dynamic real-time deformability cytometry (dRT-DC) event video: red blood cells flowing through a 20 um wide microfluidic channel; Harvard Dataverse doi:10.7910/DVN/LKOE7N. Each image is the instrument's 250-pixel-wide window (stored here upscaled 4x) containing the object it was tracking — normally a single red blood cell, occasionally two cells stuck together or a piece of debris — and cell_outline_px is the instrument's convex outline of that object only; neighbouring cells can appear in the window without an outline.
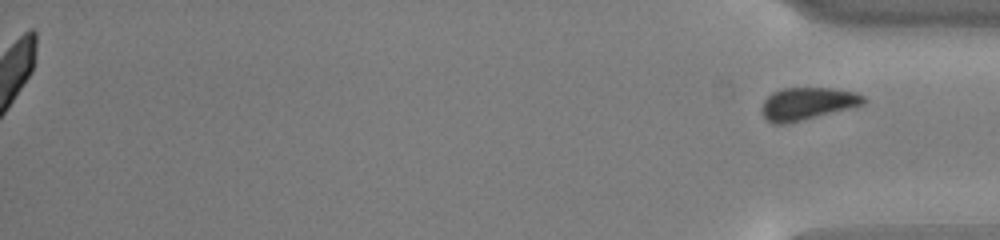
{"species": "common noctule bat (a hibernating species)", "species_latin": "Nyctalus noctula", "temperature_condition": "cold", "stored_images_in_passage": 48, "segment_of_instrument_passage": [2, 2], "camera_frame_rate_fps": 3000, "um_per_image_px": 0.085, "animal": {"sex": "male", "body_mass_g": 13.0, "forearm_length_mm": 53.1}, "frame": {"image": 1, "passage_image": 48, "time_ms": 15.667, "image_size_px": [1000, 240], "cell_outline_px": [[868, 100], [864, 104], [852, 108], [784, 124], [772, 124], [764, 116], [764, 100], [772, 92], [784, 88], [832, 88], [856, 92], [864, 96]], "centroid_in_image_um": [68.69, 8.8], "position_along_channel_um": 366.5, "area_um2": 19.07}}